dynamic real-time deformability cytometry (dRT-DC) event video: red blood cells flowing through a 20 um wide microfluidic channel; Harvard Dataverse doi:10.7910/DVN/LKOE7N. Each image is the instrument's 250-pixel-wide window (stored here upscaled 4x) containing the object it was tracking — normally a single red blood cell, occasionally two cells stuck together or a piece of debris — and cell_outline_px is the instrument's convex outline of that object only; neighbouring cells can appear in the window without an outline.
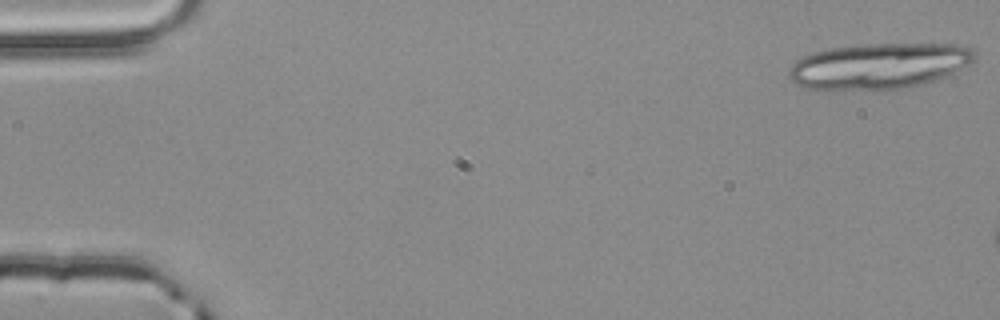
{"species": "common noctule bat (a hibernating species)", "species_latin": "Nyctalus noctula", "temperature_condition": "room temperature", "stored_images_in_passage": 8, "camera_frame_rate_fps": 3000, "um_per_image_px": 0.085, "animal": {"sex": "male", "body_mass_g": 20.4}, "frame": {"image": 1, "passage_image": 1, "time_ms": 0.0, "image_size_px": [1000, 320], "cell_outline_px": [[976, 56], [968, 64], [956, 72], [920, 84], [904, 88], [840, 92], [804, 88], [796, 84], [788, 76], [788, 72], [792, 64], [796, 60], [804, 56], [828, 48], [868, 44], [960, 44], [972, 48]], "centroid_in_image_um": [74.65, 5.63], "position_along_channel_um": 10.3, "area_um2": 50.05}}